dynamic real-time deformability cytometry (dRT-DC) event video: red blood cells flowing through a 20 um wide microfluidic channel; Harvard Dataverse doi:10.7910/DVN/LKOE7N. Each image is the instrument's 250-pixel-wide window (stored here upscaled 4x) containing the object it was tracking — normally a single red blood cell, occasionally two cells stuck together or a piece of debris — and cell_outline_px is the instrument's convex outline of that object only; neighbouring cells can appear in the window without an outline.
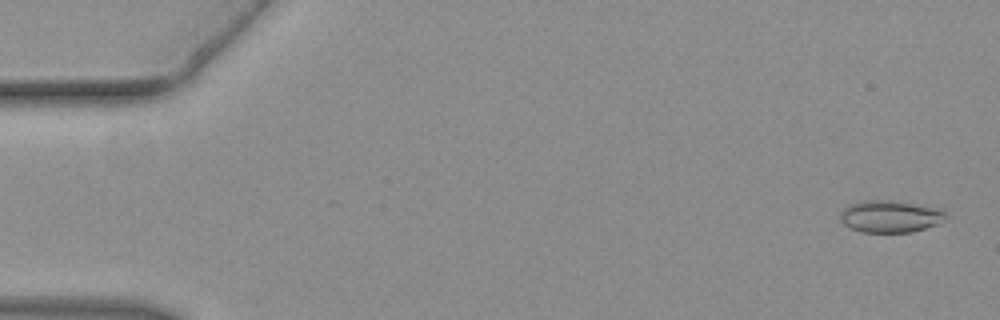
{"species": "common noctule bat (a hibernating species)", "species_latin": "Nyctalus noctula", "temperature_condition": "warm", "stored_images_in_passage": 47, "camera_frame_rate_fps": 3000, "um_per_image_px": 0.085, "animal": {"sex": "female", "body_mass_g": 19.3, "forearm_length_mm": 54.1}, "frame": {"image": 1, "passage_image": 2, "time_ms": 0.333, "image_size_px": [1000, 320], "cell_outline_px": [[948, 216], [936, 224], [912, 232], [860, 232], [844, 224], [840, 220], [840, 212], [848, 204], [864, 200], [896, 200], [944, 208]], "centroid_in_image_um": [75.69, 18.37], "position_along_channel_um": 9.3, "area_um2": 20.06}}
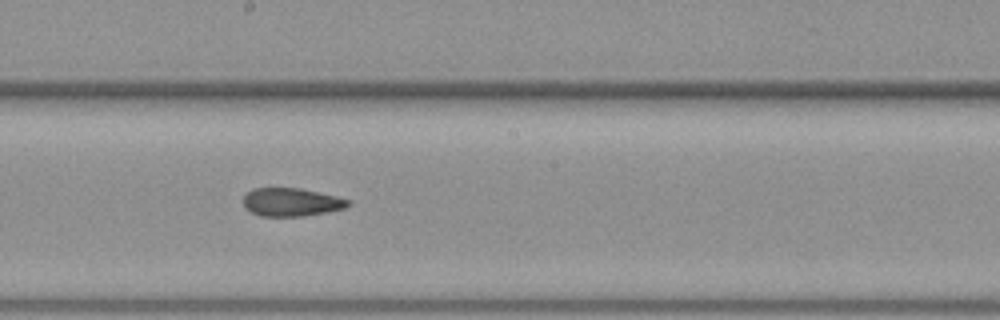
{"frame": {"image": 2, "passage_image": 26, "time_ms": 8.333, "image_size_px": [1000, 320], "cell_outline_px": [[352, 204], [348, 208], [328, 212], [304, 216], [260, 216], [244, 208], [244, 196], [252, 188], [300, 188], [336, 196], [352, 200]], "centroid_in_image_um": [24.82, 17.19], "position_along_channel_um": 223.4, "area_um2": 17.46}}
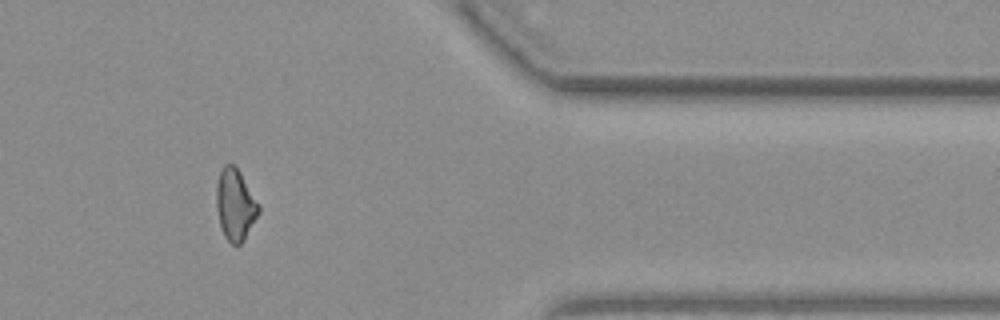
{"frame": {"image": 3, "passage_image": 39, "time_ms": 12.667, "image_size_px": [1000, 320], "cell_outline_px": [[260, 212], [244, 240], [240, 244], [232, 244], [224, 236], [220, 224], [216, 208], [216, 184], [220, 172], [224, 164], [232, 164], [240, 172], [260, 204]], "centroid_in_image_um": [20.0, 17.4], "position_along_channel_um": 391.4, "area_um2": 17.63}}